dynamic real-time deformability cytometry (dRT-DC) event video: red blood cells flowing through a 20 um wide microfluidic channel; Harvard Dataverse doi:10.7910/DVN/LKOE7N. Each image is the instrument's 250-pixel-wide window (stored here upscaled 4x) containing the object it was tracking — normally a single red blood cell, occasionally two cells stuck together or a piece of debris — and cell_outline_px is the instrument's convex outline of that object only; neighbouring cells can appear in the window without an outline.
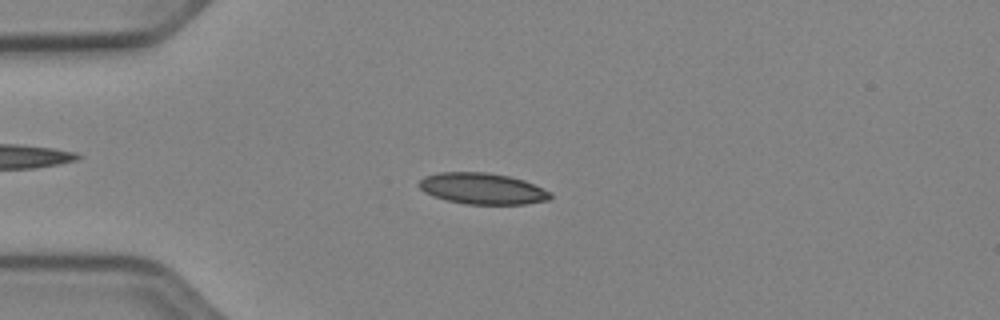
{"species": "Egyptian fruit bat (a non-hibernating species)", "species_latin": "Rousettus aegyptiacus", "temperature_condition": "cold", "stored_images_in_passage": 42, "camera_frame_rate_fps": 3000, "um_per_image_px": 0.085, "animal": {"sex": "female"}, "frame": {"image": 1, "passage_image": 4, "time_ms": 1.0, "image_size_px": [1000, 320], "cell_outline_px": [[552, 196], [548, 200], [524, 204], [464, 204], [432, 196], [424, 192], [416, 184], [424, 176], [440, 172], [484, 172], [508, 176], [524, 180], [552, 192]], "centroid_in_image_um": [40.98, 16.03], "position_along_channel_um": 44.0, "area_um2": 23.93}}
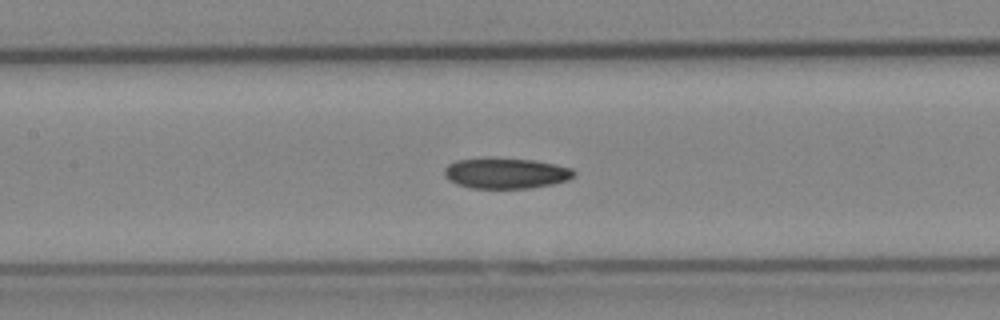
{"frame": {"image": 2, "passage_image": 15, "time_ms": 4.667, "image_size_px": [1000, 320], "cell_outline_px": [[576, 172], [568, 180], [552, 184], [528, 188], [472, 188], [456, 184], [448, 180], [444, 176], [444, 168], [448, 164], [456, 160], [532, 160], [572, 168]], "centroid_in_image_um": [42.98, 14.76], "position_along_channel_um": 164.4, "area_um2": 22.37}}
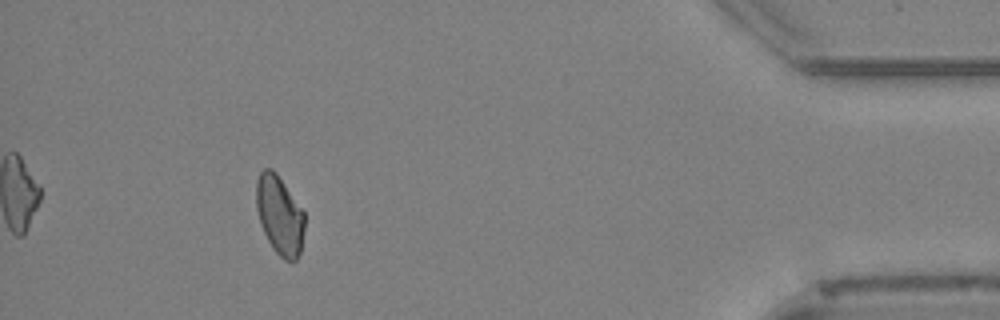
{"frame": {"image": 3, "passage_image": 38, "time_ms": 12.333, "image_size_px": [1000, 320], "cell_outline_px": [[304, 232], [300, 252], [296, 260], [284, 260], [272, 248], [260, 224], [256, 208], [256, 180], [260, 172], [264, 168], [272, 168], [276, 172], [304, 212]], "centroid_in_image_um": [23.75, 18.27], "position_along_channel_um": 411.5, "area_um2": 22.2}, "authors_computed_cell_mechanics": {"area_um2": 23.0333, "velocity_mm_per_s": 3.953, "shape_relaxation_time_tau1_ms": null, "shape_relaxation_time_tau2_ms": 9.1698, "deformation_change_tau1": null, "deformation_change_tau2": 0.1413}}